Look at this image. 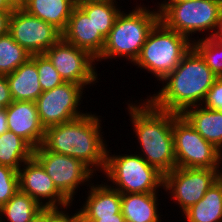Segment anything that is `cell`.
I'll list each match as a JSON object with an SVG mask.
<instances>
[{"label":"cell","instance_id":"6da1fadb","mask_svg":"<svg viewBox=\"0 0 222 222\" xmlns=\"http://www.w3.org/2000/svg\"><path fill=\"white\" fill-rule=\"evenodd\" d=\"M134 102L128 100L125 109H128L134 137L140 144V152L135 153L165 175L176 167L172 127L178 114L157 109L146 98Z\"/></svg>","mask_w":222,"mask_h":222},{"label":"cell","instance_id":"7a4b0ae2","mask_svg":"<svg viewBox=\"0 0 222 222\" xmlns=\"http://www.w3.org/2000/svg\"><path fill=\"white\" fill-rule=\"evenodd\" d=\"M217 78L191 47L174 71L159 82L163 87L159 86L158 92L146 99L157 109L182 114L186 109L202 104Z\"/></svg>","mask_w":222,"mask_h":222},{"label":"cell","instance_id":"3957f363","mask_svg":"<svg viewBox=\"0 0 222 222\" xmlns=\"http://www.w3.org/2000/svg\"><path fill=\"white\" fill-rule=\"evenodd\" d=\"M102 116L87 112L84 116L45 129L42 145L48 150L74 157L95 174L105 168L107 142L103 137Z\"/></svg>","mask_w":222,"mask_h":222},{"label":"cell","instance_id":"277c9868","mask_svg":"<svg viewBox=\"0 0 222 222\" xmlns=\"http://www.w3.org/2000/svg\"><path fill=\"white\" fill-rule=\"evenodd\" d=\"M136 3L131 11L123 9L118 15L96 63L122 57L133 64L139 57L148 33L159 21V11L137 0Z\"/></svg>","mask_w":222,"mask_h":222},{"label":"cell","instance_id":"5b68a950","mask_svg":"<svg viewBox=\"0 0 222 222\" xmlns=\"http://www.w3.org/2000/svg\"><path fill=\"white\" fill-rule=\"evenodd\" d=\"M191 47L192 42L186 36L167 28L159 20L148 33L133 65L155 76L159 83L174 71Z\"/></svg>","mask_w":222,"mask_h":222},{"label":"cell","instance_id":"8992f818","mask_svg":"<svg viewBox=\"0 0 222 222\" xmlns=\"http://www.w3.org/2000/svg\"><path fill=\"white\" fill-rule=\"evenodd\" d=\"M111 151L112 149L107 148L105 168L102 172L103 178L108 179L109 186L120 193L133 194L158 193L163 189L164 175L139 154L119 152V155H112Z\"/></svg>","mask_w":222,"mask_h":222},{"label":"cell","instance_id":"52a82bcc","mask_svg":"<svg viewBox=\"0 0 222 222\" xmlns=\"http://www.w3.org/2000/svg\"><path fill=\"white\" fill-rule=\"evenodd\" d=\"M222 10V0H193L169 3L160 13L159 20L169 29L186 36L191 42L197 33H207L209 38L215 30ZM211 32V33H210Z\"/></svg>","mask_w":222,"mask_h":222},{"label":"cell","instance_id":"ba28073f","mask_svg":"<svg viewBox=\"0 0 222 222\" xmlns=\"http://www.w3.org/2000/svg\"><path fill=\"white\" fill-rule=\"evenodd\" d=\"M176 167L219 169L221 151L206 141L181 115L173 119Z\"/></svg>","mask_w":222,"mask_h":222},{"label":"cell","instance_id":"9c48e42d","mask_svg":"<svg viewBox=\"0 0 222 222\" xmlns=\"http://www.w3.org/2000/svg\"><path fill=\"white\" fill-rule=\"evenodd\" d=\"M33 157L42 165L56 188L71 202L80 186H90L95 173L81 160L48 151L42 144L34 149ZM88 183V184H87ZM79 188V189H78Z\"/></svg>","mask_w":222,"mask_h":222},{"label":"cell","instance_id":"30bf717a","mask_svg":"<svg viewBox=\"0 0 222 222\" xmlns=\"http://www.w3.org/2000/svg\"><path fill=\"white\" fill-rule=\"evenodd\" d=\"M218 180L219 169L175 167L164 175L163 189L183 213L199 202Z\"/></svg>","mask_w":222,"mask_h":222},{"label":"cell","instance_id":"8fae6325","mask_svg":"<svg viewBox=\"0 0 222 222\" xmlns=\"http://www.w3.org/2000/svg\"><path fill=\"white\" fill-rule=\"evenodd\" d=\"M84 90L76 83L63 82L44 91L35 101L41 125L46 129L84 116L87 111L80 110L86 93Z\"/></svg>","mask_w":222,"mask_h":222},{"label":"cell","instance_id":"7c38bea8","mask_svg":"<svg viewBox=\"0 0 222 222\" xmlns=\"http://www.w3.org/2000/svg\"><path fill=\"white\" fill-rule=\"evenodd\" d=\"M64 82H73L84 89L99 81L96 58L89 52L69 44L62 38L44 53ZM90 85V86H89Z\"/></svg>","mask_w":222,"mask_h":222},{"label":"cell","instance_id":"4fadbf2b","mask_svg":"<svg viewBox=\"0 0 222 222\" xmlns=\"http://www.w3.org/2000/svg\"><path fill=\"white\" fill-rule=\"evenodd\" d=\"M9 34L31 55L44 54L62 38V33L53 25L22 8L11 14Z\"/></svg>","mask_w":222,"mask_h":222},{"label":"cell","instance_id":"5bb4252c","mask_svg":"<svg viewBox=\"0 0 222 222\" xmlns=\"http://www.w3.org/2000/svg\"><path fill=\"white\" fill-rule=\"evenodd\" d=\"M19 190L43 208H62L72 203L56 188L42 165L32 157L18 170Z\"/></svg>","mask_w":222,"mask_h":222},{"label":"cell","instance_id":"9a60e30c","mask_svg":"<svg viewBox=\"0 0 222 222\" xmlns=\"http://www.w3.org/2000/svg\"><path fill=\"white\" fill-rule=\"evenodd\" d=\"M9 131L23 138L33 149L39 147L45 137L36 103L33 101H13L6 108Z\"/></svg>","mask_w":222,"mask_h":222},{"label":"cell","instance_id":"2e32d148","mask_svg":"<svg viewBox=\"0 0 222 222\" xmlns=\"http://www.w3.org/2000/svg\"><path fill=\"white\" fill-rule=\"evenodd\" d=\"M62 39L69 44L86 50L94 58H97L104 47L105 38L96 30L92 19L76 5L71 13Z\"/></svg>","mask_w":222,"mask_h":222},{"label":"cell","instance_id":"e0dca14e","mask_svg":"<svg viewBox=\"0 0 222 222\" xmlns=\"http://www.w3.org/2000/svg\"><path fill=\"white\" fill-rule=\"evenodd\" d=\"M103 181L101 184L93 182L87 188V199L85 198L83 206L81 205L79 209L81 219L117 217V214L121 213V193L109 186L106 179ZM94 183L96 184L94 185Z\"/></svg>","mask_w":222,"mask_h":222},{"label":"cell","instance_id":"ac0fdd59","mask_svg":"<svg viewBox=\"0 0 222 222\" xmlns=\"http://www.w3.org/2000/svg\"><path fill=\"white\" fill-rule=\"evenodd\" d=\"M159 193H121V213L126 222H161Z\"/></svg>","mask_w":222,"mask_h":222},{"label":"cell","instance_id":"d6986e66","mask_svg":"<svg viewBox=\"0 0 222 222\" xmlns=\"http://www.w3.org/2000/svg\"><path fill=\"white\" fill-rule=\"evenodd\" d=\"M181 115L206 141L222 152V111L198 105L186 109Z\"/></svg>","mask_w":222,"mask_h":222},{"label":"cell","instance_id":"ffe728a7","mask_svg":"<svg viewBox=\"0 0 222 222\" xmlns=\"http://www.w3.org/2000/svg\"><path fill=\"white\" fill-rule=\"evenodd\" d=\"M13 101H33L43 93L36 63L29 58L11 74L6 75Z\"/></svg>","mask_w":222,"mask_h":222},{"label":"cell","instance_id":"44dd1931","mask_svg":"<svg viewBox=\"0 0 222 222\" xmlns=\"http://www.w3.org/2000/svg\"><path fill=\"white\" fill-rule=\"evenodd\" d=\"M75 6V0H25L22 9L53 25L62 33Z\"/></svg>","mask_w":222,"mask_h":222},{"label":"cell","instance_id":"7402d4cb","mask_svg":"<svg viewBox=\"0 0 222 222\" xmlns=\"http://www.w3.org/2000/svg\"><path fill=\"white\" fill-rule=\"evenodd\" d=\"M185 222H222V182L218 180L196 204L184 211Z\"/></svg>","mask_w":222,"mask_h":222},{"label":"cell","instance_id":"603a6c76","mask_svg":"<svg viewBox=\"0 0 222 222\" xmlns=\"http://www.w3.org/2000/svg\"><path fill=\"white\" fill-rule=\"evenodd\" d=\"M43 209L30 195L18 190L6 204L0 207V222H30Z\"/></svg>","mask_w":222,"mask_h":222},{"label":"cell","instance_id":"cb8c5ba5","mask_svg":"<svg viewBox=\"0 0 222 222\" xmlns=\"http://www.w3.org/2000/svg\"><path fill=\"white\" fill-rule=\"evenodd\" d=\"M34 149L21 137L12 131L0 135V165L9 166L15 170L33 157Z\"/></svg>","mask_w":222,"mask_h":222},{"label":"cell","instance_id":"d4e9b609","mask_svg":"<svg viewBox=\"0 0 222 222\" xmlns=\"http://www.w3.org/2000/svg\"><path fill=\"white\" fill-rule=\"evenodd\" d=\"M95 24L96 30L106 39L111 31L122 7L111 2L76 3ZM120 6V7H119Z\"/></svg>","mask_w":222,"mask_h":222},{"label":"cell","instance_id":"484cf974","mask_svg":"<svg viewBox=\"0 0 222 222\" xmlns=\"http://www.w3.org/2000/svg\"><path fill=\"white\" fill-rule=\"evenodd\" d=\"M30 57L31 54L20 46L9 33L0 37V74H11Z\"/></svg>","mask_w":222,"mask_h":222},{"label":"cell","instance_id":"4316f807","mask_svg":"<svg viewBox=\"0 0 222 222\" xmlns=\"http://www.w3.org/2000/svg\"><path fill=\"white\" fill-rule=\"evenodd\" d=\"M192 42V47L204 59L206 65L219 78L222 77V42L209 38H199ZM198 38V39H197Z\"/></svg>","mask_w":222,"mask_h":222},{"label":"cell","instance_id":"83f0119b","mask_svg":"<svg viewBox=\"0 0 222 222\" xmlns=\"http://www.w3.org/2000/svg\"><path fill=\"white\" fill-rule=\"evenodd\" d=\"M35 63L42 91H47L61 85L64 80L45 54H35L30 57Z\"/></svg>","mask_w":222,"mask_h":222},{"label":"cell","instance_id":"f1b7e54d","mask_svg":"<svg viewBox=\"0 0 222 222\" xmlns=\"http://www.w3.org/2000/svg\"><path fill=\"white\" fill-rule=\"evenodd\" d=\"M18 190V171L9 166L0 165V207L6 204Z\"/></svg>","mask_w":222,"mask_h":222},{"label":"cell","instance_id":"f546056e","mask_svg":"<svg viewBox=\"0 0 222 222\" xmlns=\"http://www.w3.org/2000/svg\"><path fill=\"white\" fill-rule=\"evenodd\" d=\"M201 105L211 110L222 111V77L214 81Z\"/></svg>","mask_w":222,"mask_h":222},{"label":"cell","instance_id":"4dcf8cb0","mask_svg":"<svg viewBox=\"0 0 222 222\" xmlns=\"http://www.w3.org/2000/svg\"><path fill=\"white\" fill-rule=\"evenodd\" d=\"M73 205H68L62 208H47V222H81V214L79 209L69 214L67 211ZM67 212V213H66Z\"/></svg>","mask_w":222,"mask_h":222},{"label":"cell","instance_id":"1f68e13d","mask_svg":"<svg viewBox=\"0 0 222 222\" xmlns=\"http://www.w3.org/2000/svg\"><path fill=\"white\" fill-rule=\"evenodd\" d=\"M13 102L6 75L0 74V104L6 108Z\"/></svg>","mask_w":222,"mask_h":222},{"label":"cell","instance_id":"d6a6232c","mask_svg":"<svg viewBox=\"0 0 222 222\" xmlns=\"http://www.w3.org/2000/svg\"><path fill=\"white\" fill-rule=\"evenodd\" d=\"M13 11L0 10V37L9 33L10 17Z\"/></svg>","mask_w":222,"mask_h":222},{"label":"cell","instance_id":"836d02e7","mask_svg":"<svg viewBox=\"0 0 222 222\" xmlns=\"http://www.w3.org/2000/svg\"><path fill=\"white\" fill-rule=\"evenodd\" d=\"M81 222H126L122 213L117 214V217H100V219H81Z\"/></svg>","mask_w":222,"mask_h":222},{"label":"cell","instance_id":"e575fe53","mask_svg":"<svg viewBox=\"0 0 222 222\" xmlns=\"http://www.w3.org/2000/svg\"><path fill=\"white\" fill-rule=\"evenodd\" d=\"M210 38L214 41L222 42V10L220 12L219 21L217 22L215 30L210 36Z\"/></svg>","mask_w":222,"mask_h":222},{"label":"cell","instance_id":"d590c367","mask_svg":"<svg viewBox=\"0 0 222 222\" xmlns=\"http://www.w3.org/2000/svg\"><path fill=\"white\" fill-rule=\"evenodd\" d=\"M6 109L0 110V135L8 131Z\"/></svg>","mask_w":222,"mask_h":222},{"label":"cell","instance_id":"8d00e7d4","mask_svg":"<svg viewBox=\"0 0 222 222\" xmlns=\"http://www.w3.org/2000/svg\"><path fill=\"white\" fill-rule=\"evenodd\" d=\"M180 1H193V0H162L159 2H155V5L157 7V10L159 11V13L169 4L172 2H180Z\"/></svg>","mask_w":222,"mask_h":222},{"label":"cell","instance_id":"74e56055","mask_svg":"<svg viewBox=\"0 0 222 222\" xmlns=\"http://www.w3.org/2000/svg\"><path fill=\"white\" fill-rule=\"evenodd\" d=\"M6 3L13 9H21L23 8L24 1L23 0H5Z\"/></svg>","mask_w":222,"mask_h":222},{"label":"cell","instance_id":"f35d334b","mask_svg":"<svg viewBox=\"0 0 222 222\" xmlns=\"http://www.w3.org/2000/svg\"><path fill=\"white\" fill-rule=\"evenodd\" d=\"M30 222H47V208H44L42 212Z\"/></svg>","mask_w":222,"mask_h":222},{"label":"cell","instance_id":"ab89813d","mask_svg":"<svg viewBox=\"0 0 222 222\" xmlns=\"http://www.w3.org/2000/svg\"><path fill=\"white\" fill-rule=\"evenodd\" d=\"M121 1V0H119ZM76 3H86V2H111L119 3L117 0H75Z\"/></svg>","mask_w":222,"mask_h":222},{"label":"cell","instance_id":"60d3db41","mask_svg":"<svg viewBox=\"0 0 222 222\" xmlns=\"http://www.w3.org/2000/svg\"><path fill=\"white\" fill-rule=\"evenodd\" d=\"M0 10L1 11H13V9L6 3L5 0H0Z\"/></svg>","mask_w":222,"mask_h":222},{"label":"cell","instance_id":"b9f144b4","mask_svg":"<svg viewBox=\"0 0 222 222\" xmlns=\"http://www.w3.org/2000/svg\"><path fill=\"white\" fill-rule=\"evenodd\" d=\"M219 180L222 182V152L220 157V164H219Z\"/></svg>","mask_w":222,"mask_h":222}]
</instances>
